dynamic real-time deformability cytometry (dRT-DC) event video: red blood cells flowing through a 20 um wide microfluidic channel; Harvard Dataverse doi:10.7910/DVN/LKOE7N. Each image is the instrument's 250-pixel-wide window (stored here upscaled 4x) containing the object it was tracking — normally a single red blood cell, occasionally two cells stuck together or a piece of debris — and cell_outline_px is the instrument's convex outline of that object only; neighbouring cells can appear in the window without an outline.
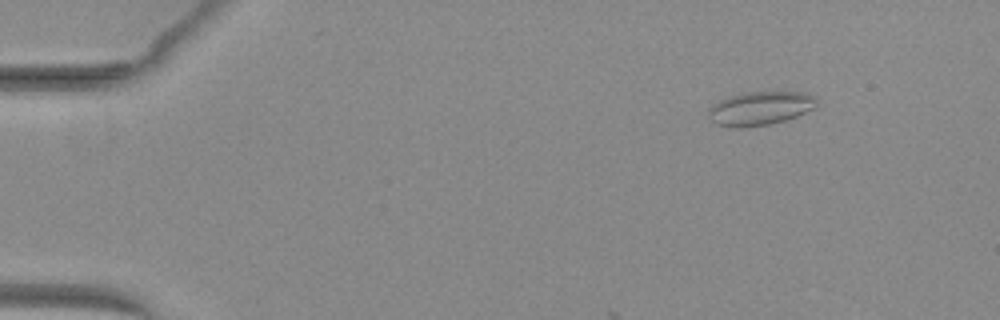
{"species": "common noctule bat (a hibernating species)", "species_latin": "Nyctalus noctula", "temperature_condition": "warm", "stored_images_in_passage": 39, "camera_frame_rate_fps": 3000, "um_per_image_px": 0.085, "animal": {"sex": "female", "body_mass_g": 29.2, "forearm_length_mm": 56.3}, "frame": {"image": 1, "passage_image": 1, "time_ms": 0.0, "image_size_px": [1000, 320], "cell_outline_px": [[816, 108], [796, 116], [784, 120], [768, 124], [744, 128], [732, 128], [716, 124], [708, 116], [708, 108], [712, 104], [728, 96], [744, 92], [804, 92], [816, 96]], "centroid_in_image_um": [64.59, 9.21], "position_along_channel_um": 20.4, "area_um2": 21.44}}
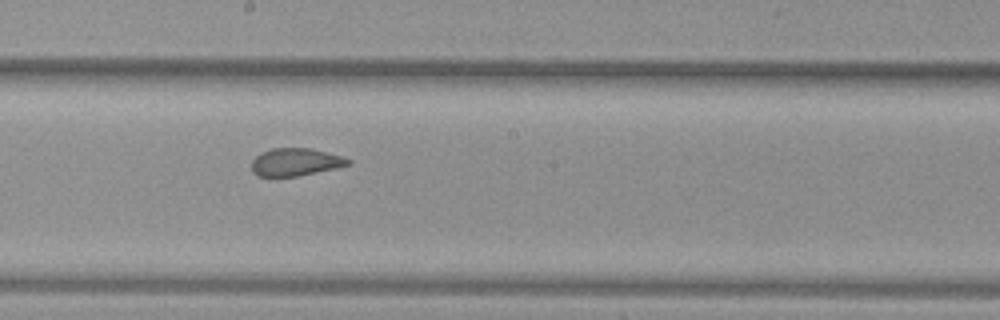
{"frame": {"image": 2, "passage_image": 24, "time_ms": 7.667, "image_size_px": [1000, 320], "cell_outline_px": [[352, 164], [336, 168], [296, 176], [256, 176], [252, 172], [252, 160], [256, 156], [272, 148], [312, 148], [340, 156], [352, 160]], "centroid_in_image_um": [25.12, 13.77], "position_along_channel_um": 223.1, "area_um2": 15.43}}
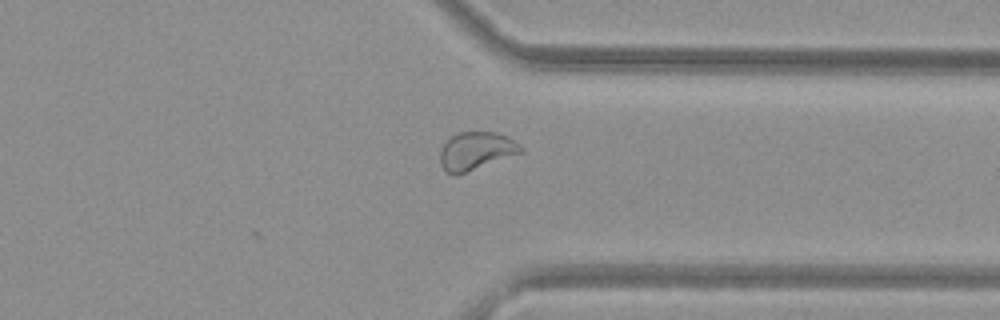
{"frame": {"image": 3, "passage_image": 35, "time_ms": 11.333, "image_size_px": [1000, 320], "cell_outline_px": [[524, 152], [456, 176], [452, 176], [440, 164], [440, 152], [444, 144], [452, 136], [460, 132], [496, 132], [508, 136], [520, 144], [524, 148]], "centroid_in_image_um": [40.5, 12.84], "position_along_channel_um": 370.9, "area_um2": 17.98}, "authors_computed_cell_mechanics": {"area_um2": 17.8024, "velocity_mm_per_s": 4.0559, "shape_relaxation_time_tau1_ms": null, "shape_relaxation_time_tau2_ms": 0.8034, "deformation_change_tau1": null, "deformation_change_tau2": 0.0603}}